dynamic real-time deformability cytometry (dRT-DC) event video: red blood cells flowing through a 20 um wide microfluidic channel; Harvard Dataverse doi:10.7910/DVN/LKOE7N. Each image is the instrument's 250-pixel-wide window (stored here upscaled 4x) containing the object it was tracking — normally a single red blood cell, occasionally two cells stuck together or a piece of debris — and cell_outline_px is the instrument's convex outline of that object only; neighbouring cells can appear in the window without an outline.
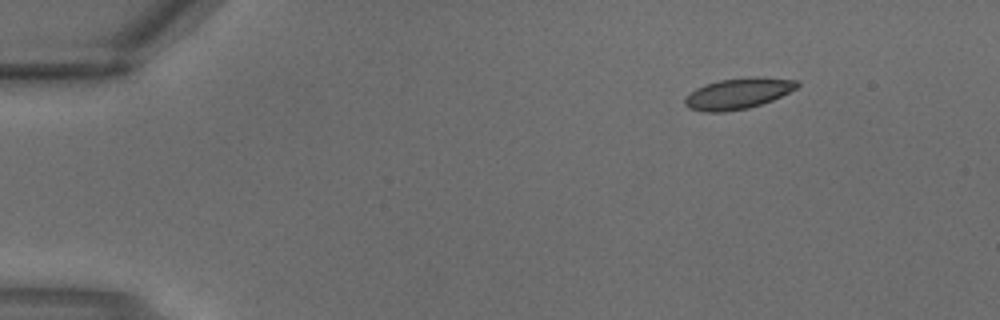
{"species": "common noctule bat (a hibernating species)", "species_latin": "Nyctalus noctula", "temperature_condition": "warm", "stored_images_in_passage": 2, "camera_frame_rate_fps": 3000, "um_per_image_px": 0.085, "animal": {"sex": "male", "body_mass_g": 18.8}, "frame": {"image": 1, "passage_image": 1, "time_ms": 0.0, "image_size_px": [1000, 320], "cell_outline_px": [[800, 84], [796, 88], [772, 100], [748, 108], [724, 112], [704, 112], [688, 108], [684, 104], [684, 96], [696, 88], [704, 84], [720, 80], [752, 76], [756, 76], [800, 80]], "centroid_in_image_um": [62.71, 7.94], "position_along_channel_um": 22.3, "area_um2": 20.4}}